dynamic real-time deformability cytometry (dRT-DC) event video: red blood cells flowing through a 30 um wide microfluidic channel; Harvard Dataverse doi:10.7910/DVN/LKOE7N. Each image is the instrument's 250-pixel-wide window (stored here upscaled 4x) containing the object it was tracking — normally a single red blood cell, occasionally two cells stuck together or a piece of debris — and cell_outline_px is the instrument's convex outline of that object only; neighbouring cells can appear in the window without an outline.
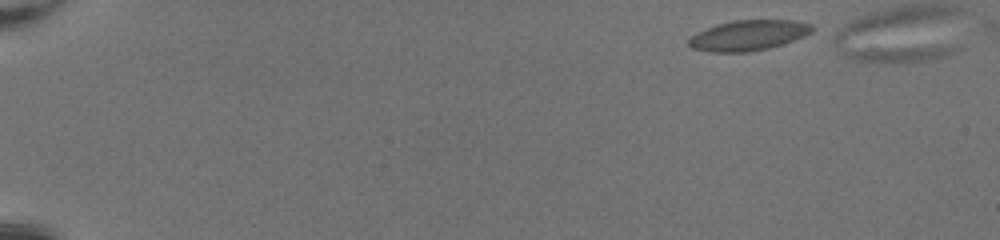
{"species": "common noctule bat (a hibernating species)", "species_latin": "Nyctalus noctula", "temperature_condition": "room temperature", "stored_images_in_passage": 6, "segment_of_instrument_passage": [1, 2], "camera_frame_rate_fps": 3000, "um_per_image_px": 0.085, "animal": {"sex": "female", "body_mass_g": 20.0, "forearm_length_mm": 54.0}, "frame": {"image": 1, "passage_image": 1, "time_ms": 0.0, "image_size_px": [1000, 240], "cell_outline_px": [[816, 28], [812, 32], [804, 36], [768, 48], [748, 52], [712, 52], [692, 48], [688, 44], [688, 40], [696, 32], [720, 24], [736, 20], [792, 20], [812, 24]], "centroid_in_image_um": [63.63, 3.0], "position_along_channel_um": 21.4, "area_um2": 21.56}}